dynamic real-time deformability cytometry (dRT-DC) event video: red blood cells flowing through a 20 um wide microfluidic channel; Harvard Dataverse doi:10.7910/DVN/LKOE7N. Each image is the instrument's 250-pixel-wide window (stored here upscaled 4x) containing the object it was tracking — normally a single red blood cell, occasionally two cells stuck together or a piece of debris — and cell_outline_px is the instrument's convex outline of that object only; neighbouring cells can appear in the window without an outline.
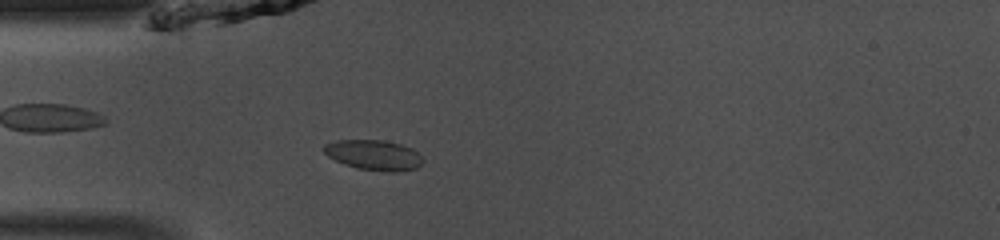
{"species": "common noctule bat (a hibernating species)", "species_latin": "Nyctalus noctula", "temperature_condition": "room temperature", "stored_images_in_passage": 37, "camera_frame_rate_fps": 3000, "um_per_image_px": 0.085, "animal": {"sex": "male", "body_mass_g": 13.0, "forearm_length_mm": 53.1}, "frame": {"image": 1, "passage_image": 3, "time_ms": 0.667, "image_size_px": [1000, 240], "cell_outline_px": [[424, 160], [416, 168], [396, 172], [388, 172], [356, 168], [344, 164], [328, 156], [324, 152], [324, 144], [336, 140], [384, 140], [400, 144], [412, 148]], "centroid_in_image_um": [31.77, 13.18], "position_along_channel_um": 53.2, "area_um2": 17.34}}
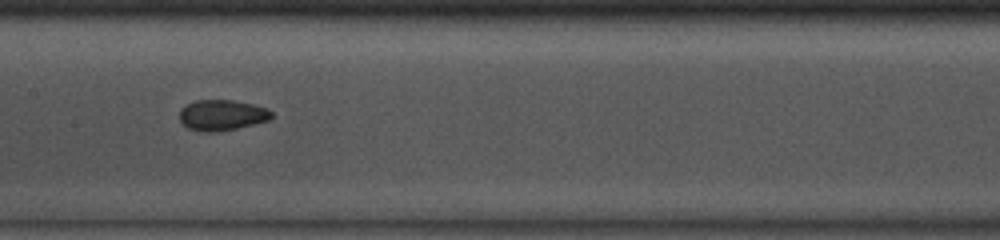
{"frame": {"image": 2, "passage_image": 13, "time_ms": 4.0, "image_size_px": [1000, 240], "cell_outline_px": [[272, 116], [268, 120], [236, 128], [216, 132], [204, 132], [188, 128], [180, 120], [180, 108], [196, 100], [232, 100], [252, 104], [268, 108], [272, 112]], "centroid_in_image_um": [18.85, 9.78], "position_along_channel_um": 188.5, "area_um2": 16.3}}
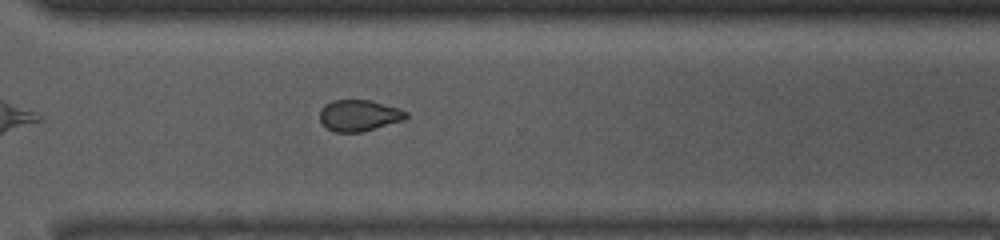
{"frame": {"image": 3, "passage_image": 24, "time_ms": 7.667, "image_size_px": [1000, 240], "cell_outline_px": [[408, 116], [404, 120], [360, 132], [336, 132], [328, 128], [320, 120], [320, 108], [324, 104], [332, 100], [368, 100], [400, 108], [408, 112]], "centroid_in_image_um": [30.52, 9.8], "position_along_channel_um": 340.1, "area_um2": 15.66}, "authors_computed_cell_mechanics": {"area_um2": 16.0684, "velocity_mm_per_s": 4.142, "shape_relaxation_time_tau1_ms": null, "shape_relaxation_time_tau2_ms": 5.6378, "deformation_change_tau1": null, "deformation_change_tau2": 0.0699}}